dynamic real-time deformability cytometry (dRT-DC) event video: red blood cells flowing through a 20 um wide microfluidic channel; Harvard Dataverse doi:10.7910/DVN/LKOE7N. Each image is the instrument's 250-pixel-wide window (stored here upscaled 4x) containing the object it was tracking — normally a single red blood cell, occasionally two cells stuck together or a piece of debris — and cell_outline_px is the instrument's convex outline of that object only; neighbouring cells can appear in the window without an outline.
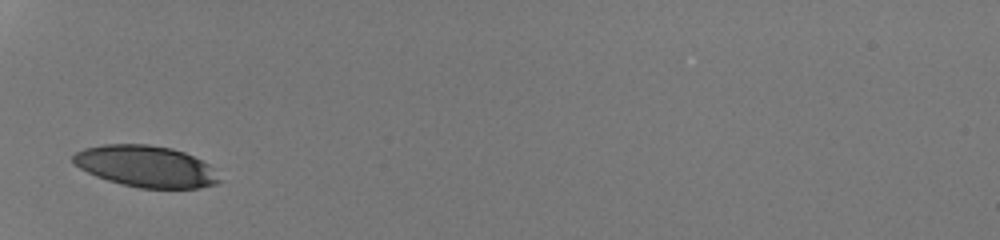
{"species": "human", "species_latin": "Homo sapiens", "temperature_condition": "room temperature", "stored_images_in_passage": 25, "camera_frame_rate_fps": 3000, "um_per_image_px": 0.085, "donor": {"sex": "male"}, "frame": {"image": 1, "passage_image": 1, "time_ms": 0.0, "image_size_px": [1000, 240], "cell_outline_px": [[224, 180], [216, 184], [200, 188], [140, 188], [108, 180], [96, 176], [72, 164], [72, 156], [76, 152], [84, 148], [104, 144], [148, 144], [172, 148], [184, 152], [208, 164]], "centroid_in_image_um": [12.41, 14.14], "position_along_channel_um": 72.6, "area_um2": 35.37}}
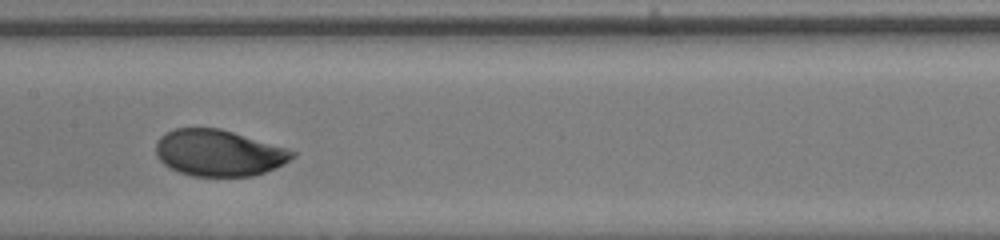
{"frame": {"image": 2, "passage_image": 10, "time_ms": 3.0, "image_size_px": [1000, 240], "cell_outline_px": [[296, 156], [276, 168], [252, 176], [192, 176], [176, 172], [164, 164], [156, 156], [156, 140], [160, 136], [176, 128], [220, 128], [284, 148], [296, 152]], "centroid_in_image_um": [18.55, 13.01], "position_along_channel_um": 188.9, "area_um2": 36.7}}
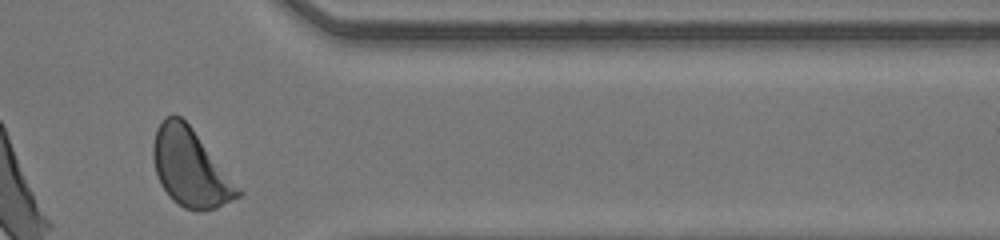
{"frame": {"image": 3, "passage_image": 25, "time_ms": 8.0, "image_size_px": [1000, 240], "cell_outline_px": [[244, 192], [240, 196], [216, 208], [184, 208], [172, 200], [168, 196], [160, 184], [156, 172], [152, 156], [152, 144], [156, 128], [164, 116], [180, 116], [192, 128]], "centroid_in_image_um": [16.16, 14.24], "position_along_channel_um": 395.2, "area_um2": 37.92}, "authors_computed_cell_mechanics": {"area_um2": 37.5122, "velocity_mm_per_s": 4.2035, "shape_relaxation_time_tau1_ms": 1.9958, "shape_relaxation_time_tau2_ms": null, "deformation_change_tau1": 0.1234, "deformation_change_tau2": null}}